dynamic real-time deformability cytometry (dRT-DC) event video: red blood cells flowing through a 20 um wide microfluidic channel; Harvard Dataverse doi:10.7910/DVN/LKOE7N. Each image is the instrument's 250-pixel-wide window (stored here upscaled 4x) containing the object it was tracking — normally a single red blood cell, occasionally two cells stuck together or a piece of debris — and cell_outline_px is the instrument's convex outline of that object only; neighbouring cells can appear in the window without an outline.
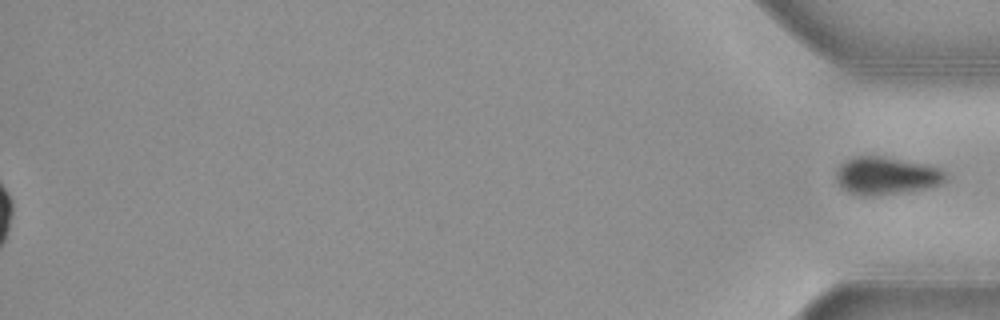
{"species": "common noctule bat (a hibernating species)", "species_latin": "Nyctalus noctula", "temperature_condition": "cold", "stored_images_in_passage": 59, "segment_of_instrument_passage": [2, 2], "camera_frame_rate_fps": 3000, "um_per_image_px": 0.085, "animal": {"sex": "female", "body_mass_g": 19.3, "forearm_length_mm": 54.1}, "frame": {"image": 1, "passage_image": 59, "time_ms": 19.333, "image_size_px": [1000, 320], "cell_outline_px": [[948, 176], [940, 184], [924, 188], [896, 192], [864, 196], [860, 196], [848, 192], [836, 180], [836, 168], [844, 160], [856, 156], [880, 156], [940, 168]], "centroid_in_image_um": [75.26, 14.92], "position_along_channel_um": 359.9, "area_um2": 23.41}}